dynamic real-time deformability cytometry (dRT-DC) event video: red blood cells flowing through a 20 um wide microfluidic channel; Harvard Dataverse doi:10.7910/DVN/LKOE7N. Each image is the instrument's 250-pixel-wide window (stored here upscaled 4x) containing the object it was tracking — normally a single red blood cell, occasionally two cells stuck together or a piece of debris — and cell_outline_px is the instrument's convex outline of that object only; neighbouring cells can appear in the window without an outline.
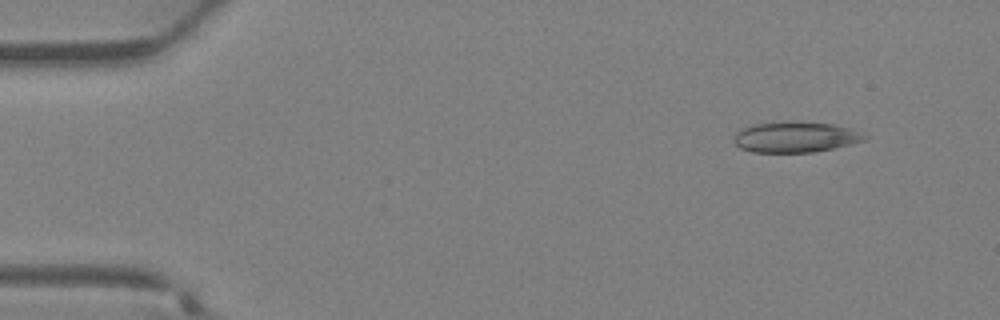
{"species": "Egyptian fruit bat (a non-hibernating species)", "species_latin": "Rousettus aegyptiacus", "temperature_condition": "warm", "stored_images_in_passage": 8, "camera_frame_rate_fps": 3000, "um_per_image_px": 0.085, "animal": {"sex": "female"}, "frame": {"image": 1, "passage_image": 3, "time_ms": 0.667, "image_size_px": [1000, 320], "cell_outline_px": [[868, 136], [864, 140], [832, 148], [812, 152], [752, 152], [740, 148], [732, 140], [736, 132], [740, 128], [752, 124], [788, 120], [832, 124], [848, 128]], "centroid_in_image_um": [67.51, 11.63], "position_along_channel_um": 17.5, "area_um2": 23.41}}